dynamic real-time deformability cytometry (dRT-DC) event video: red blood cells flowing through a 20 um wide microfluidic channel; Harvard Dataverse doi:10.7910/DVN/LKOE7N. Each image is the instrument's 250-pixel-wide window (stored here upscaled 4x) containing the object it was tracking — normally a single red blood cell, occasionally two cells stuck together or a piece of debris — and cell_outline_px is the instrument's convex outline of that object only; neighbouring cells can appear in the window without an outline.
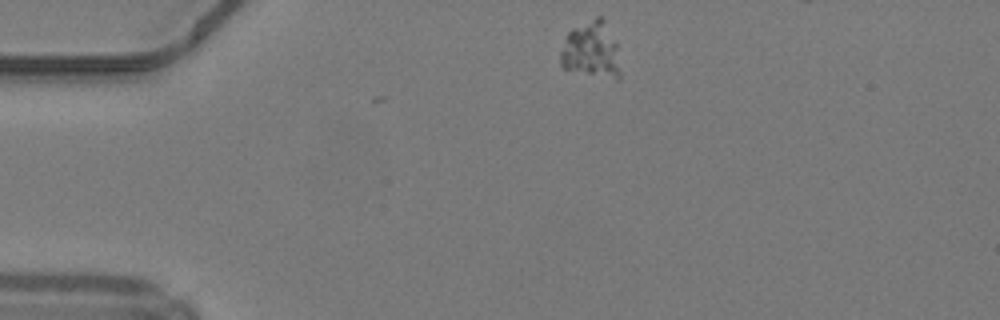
{"species": "common noctule bat (a hibernating species)", "species_latin": "Nyctalus noctula", "temperature_condition": "warm", "stored_images_in_passage": 3, "camera_frame_rate_fps": 3000, "um_per_image_px": 0.085, "animal": {"sex": "male", "body_mass_g": 19.2, "forearm_length_mm": 51.8}, "frame": {"image": 1, "passage_image": 1, "time_ms": 0.0, "image_size_px": [1000, 320], "cell_outline_px": [[620, 80], [616, 80], [564, 68], [560, 64], [560, 52], [564, 40], [568, 32], [572, 28], [596, 16], [600, 16], [604, 20], [616, 44], [620, 72]], "centroid_in_image_um": [50.25, 4.25], "position_along_channel_um": 34.8, "area_um2": 19.54}}